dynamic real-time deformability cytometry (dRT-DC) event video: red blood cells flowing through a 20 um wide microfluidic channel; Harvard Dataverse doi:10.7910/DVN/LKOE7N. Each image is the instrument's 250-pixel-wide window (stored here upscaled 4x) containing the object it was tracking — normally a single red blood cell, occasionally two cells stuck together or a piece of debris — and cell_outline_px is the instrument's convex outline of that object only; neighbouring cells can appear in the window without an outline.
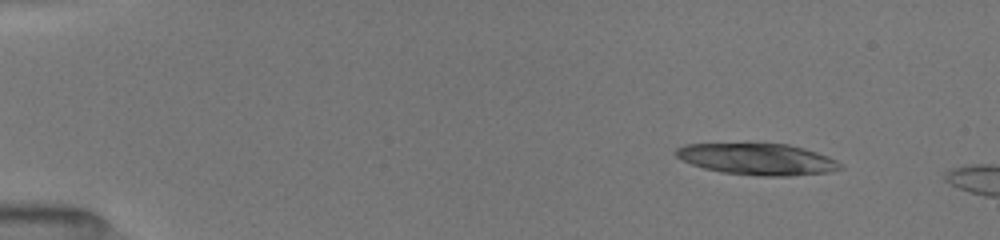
{"species": "common noctule bat (a hibernating species)", "species_latin": "Nyctalus noctula", "temperature_condition": "room temperature", "stored_images_in_passage": 3, "camera_frame_rate_fps": 3000, "um_per_image_px": 0.085, "animal": {"sex": "female", "body_mass_g": 19.5, "forearm_length_mm": 54.1}, "frame": {"image": 1, "passage_image": 1, "time_ms": 0.0, "image_size_px": [1000, 240], "cell_outline_px": [[844, 168], [832, 172], [792, 176], [756, 176], [720, 172], [704, 168], [680, 160], [672, 152], [676, 148], [684, 144], [788, 144], [804, 148], [828, 156], [836, 160]], "centroid_in_image_um": [64.37, 13.54], "position_along_channel_um": 20.6, "area_um2": 30.35}}